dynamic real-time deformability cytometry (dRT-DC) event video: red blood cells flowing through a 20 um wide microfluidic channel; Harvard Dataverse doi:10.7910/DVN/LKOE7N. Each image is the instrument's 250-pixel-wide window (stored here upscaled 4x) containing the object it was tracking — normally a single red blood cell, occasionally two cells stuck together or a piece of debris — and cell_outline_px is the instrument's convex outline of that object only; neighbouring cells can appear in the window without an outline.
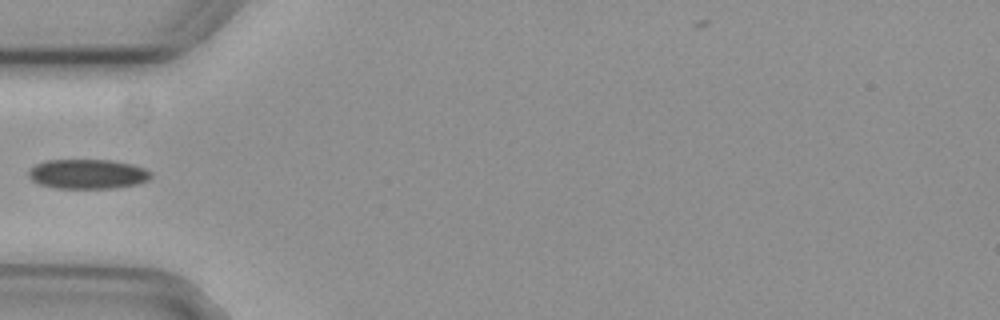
{"species": "common noctule bat (a hibernating species)", "species_latin": "Nyctalus noctula", "temperature_condition": "cold", "stored_images_in_passage": 4, "camera_frame_rate_fps": 3000, "um_per_image_px": 0.085, "animal": {"sex": "female", "body_mass_g": 29.2, "forearm_length_mm": 56.3}, "frame": {"image": 1, "passage_image": 4, "time_ms": 1.0, "image_size_px": [1000, 320], "cell_outline_px": [[152, 176], [148, 180], [140, 184], [116, 188], [56, 188], [40, 184], [32, 180], [28, 176], [28, 168], [44, 160], [112, 160], [132, 164], [144, 168], [152, 172]], "centroid_in_image_um": [7.46, 14.79], "position_along_channel_um": 77.5, "area_um2": 21.39}}